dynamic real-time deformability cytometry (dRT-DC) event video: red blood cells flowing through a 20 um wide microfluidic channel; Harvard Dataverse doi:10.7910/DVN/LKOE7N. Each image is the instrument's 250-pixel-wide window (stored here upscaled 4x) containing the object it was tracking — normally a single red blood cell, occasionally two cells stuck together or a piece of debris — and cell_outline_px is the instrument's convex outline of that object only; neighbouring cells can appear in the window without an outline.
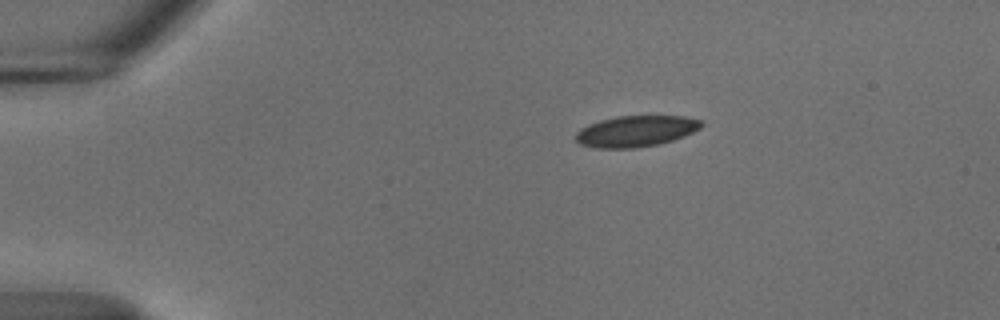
{"species": "common noctule bat (a hibernating species)", "species_latin": "Nyctalus noctula", "temperature_condition": "cold", "stored_images_in_passage": 45, "camera_frame_rate_fps": 3000, "um_per_image_px": 0.085, "animal": {"sex": "male", "body_mass_g": 18.8}, "frame": {"image": 1, "passage_image": 1, "time_ms": 0.0, "image_size_px": [1000, 320], "cell_outline_px": [[704, 124], [700, 128], [684, 136], [660, 144], [636, 148], [596, 148], [580, 144], [576, 140], [576, 132], [580, 128], [588, 124], [600, 120], [616, 116], [684, 116], [704, 120]], "centroid_in_image_um": [54.06, 11.14], "position_along_channel_um": 30.9, "area_um2": 22.95}}
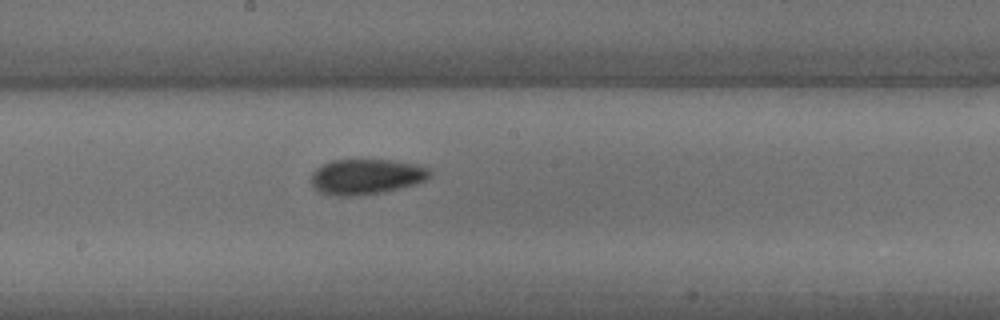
{"frame": {"image": 2, "passage_image": 21, "time_ms": 6.667, "image_size_px": [1000, 320], "cell_outline_px": [[432, 172], [424, 180], [416, 184], [384, 192], [356, 196], [332, 196], [320, 192], [312, 188], [312, 172], [320, 164], [332, 160], [392, 160], [420, 164], [432, 168]], "centroid_in_image_um": [31.13, 15.01], "position_along_channel_um": 217.1, "area_um2": 24.91}}
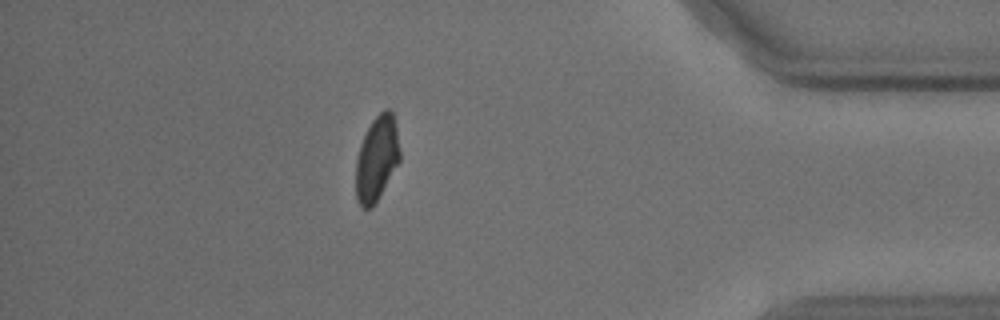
{"frame": {"image": 3, "passage_image": 39, "time_ms": 12.667, "image_size_px": [1000, 320], "cell_outline_px": [[400, 160], [376, 200], [368, 208], [360, 208], [356, 196], [356, 160], [360, 144], [372, 120], [384, 108], [388, 108], [392, 112], [396, 128], [400, 152]], "centroid_in_image_um": [32.01, 13.44], "position_along_channel_um": 403.2, "area_um2": 21.33}, "authors_computed_cell_mechanics": {"area_um2": 23.0044, "velocity_mm_per_s": 3.6913, "shape_relaxation_time_tau1_ms": 11.021, "shape_relaxation_time_tau2_ms": 4.6305, "deformation_change_tau1": 0.1979, "deformation_change_tau2": 0.0802}}